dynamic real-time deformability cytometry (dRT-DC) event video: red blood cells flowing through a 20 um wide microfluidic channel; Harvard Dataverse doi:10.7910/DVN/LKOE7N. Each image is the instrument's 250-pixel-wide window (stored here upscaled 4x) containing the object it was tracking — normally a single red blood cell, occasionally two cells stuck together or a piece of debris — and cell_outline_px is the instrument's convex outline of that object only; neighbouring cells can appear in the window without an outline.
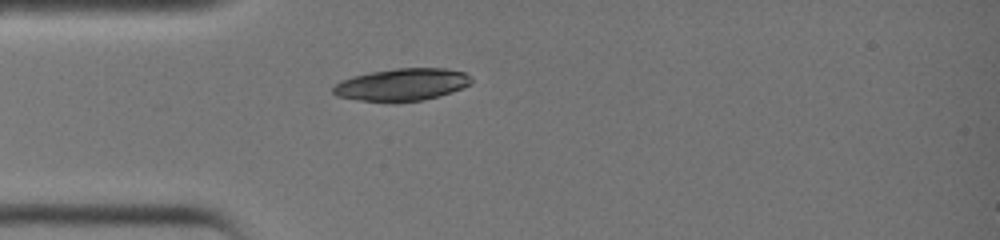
{"species": "common noctule bat (a hibernating species)", "species_latin": "Nyctalus noctula", "temperature_condition": "warm", "stored_images_in_passage": 19, "camera_frame_rate_fps": 3000, "um_per_image_px": 0.085, "animal": {"sex": "female", "body_mass_g": 19.0, "forearm_length_mm": 51.5}, "frame": {"image": 1, "passage_image": 1, "time_ms": 0.0, "image_size_px": [1000, 240], "cell_outline_px": [[472, 84], [452, 92], [424, 100], [392, 104], [388, 104], [360, 100], [336, 96], [332, 92], [332, 88], [340, 80], [352, 76], [372, 72], [396, 68], [444, 68], [464, 72], [472, 80]], "centroid_in_image_um": [34.14, 7.22], "position_along_channel_um": 50.9, "area_um2": 26.53}}
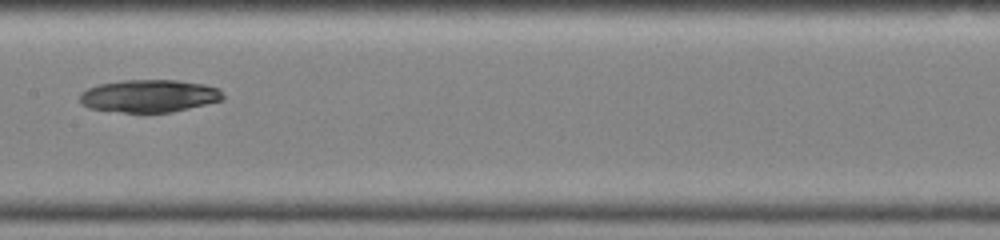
{"frame": {"image": 2, "passage_image": 10, "time_ms": 3.0, "image_size_px": [1000, 240], "cell_outline_px": [[224, 100], [172, 112], [124, 112], [88, 108], [80, 100], [80, 92], [88, 88], [100, 84], [124, 80], [176, 80], [204, 84], [220, 88], [224, 96]], "centroid_in_image_um": [12.72, 8.15], "position_along_channel_um": 194.7, "area_um2": 27.17}}
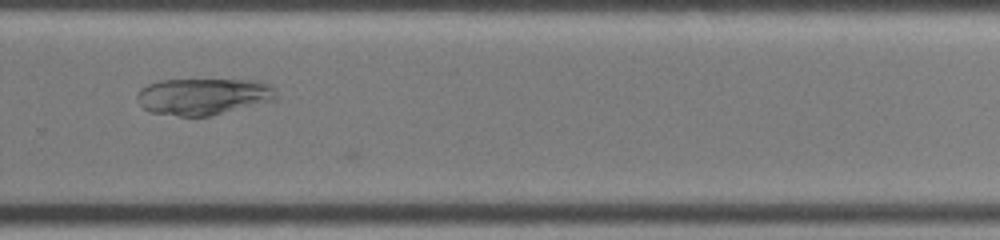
{"frame": {"image": 3, "passage_image": 17, "time_ms": 5.333, "image_size_px": [1000, 240], "cell_outline_px": [[276, 100], [208, 116], [180, 116], [152, 112], [144, 108], [136, 100], [136, 92], [140, 88], [148, 84], [160, 80], [260, 80], [268, 84], [272, 88], [276, 96]], "centroid_in_image_um": [17.24, 8.19], "position_along_channel_um": 312.6, "area_um2": 29.59}}